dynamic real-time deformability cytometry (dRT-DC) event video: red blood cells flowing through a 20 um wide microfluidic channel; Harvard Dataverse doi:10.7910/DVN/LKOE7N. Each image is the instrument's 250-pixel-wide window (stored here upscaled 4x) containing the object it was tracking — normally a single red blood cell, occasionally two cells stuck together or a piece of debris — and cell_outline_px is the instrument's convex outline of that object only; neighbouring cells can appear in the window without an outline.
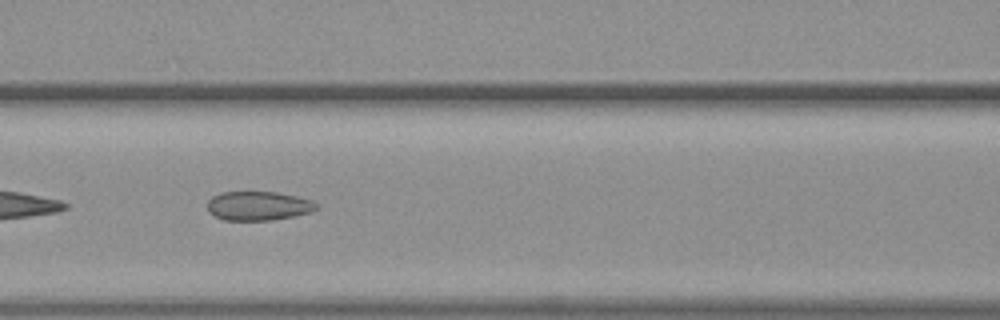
{"species": "common noctule bat (a hibernating species)", "species_latin": "Nyctalus noctula", "temperature_condition": "warm", "stored_images_in_passage": 26, "camera_frame_rate_fps": 3000, "um_per_image_px": 0.085, "animal": {"sex": "female", "body_mass_g": 19.3, "forearm_length_mm": 54.1}, "frame": {"image": 1, "passage_image": 8, "time_ms": 2.333, "image_size_px": [1000, 320], "cell_outline_px": [[320, 204], [312, 212], [296, 216], [272, 220], [224, 220], [208, 212], [208, 200], [212, 196], [220, 192], [276, 192], [296, 196], [312, 200]], "centroid_in_image_um": [21.98, 17.5], "position_along_channel_um": 144.6, "area_um2": 18.61}}
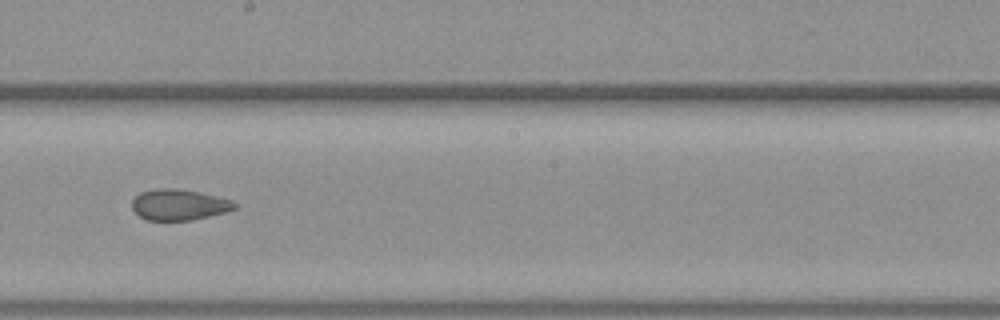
{"frame": {"image": 2, "passage_image": 15, "time_ms": 4.667, "image_size_px": [1000, 320], "cell_outline_px": [[240, 204], [236, 208], [224, 212], [192, 220], [148, 220], [140, 216], [132, 208], [132, 200], [140, 192], [156, 188], [176, 188], [200, 192], [232, 200]], "centroid_in_image_um": [15.23, 17.39], "position_along_channel_um": 233.0, "area_um2": 18.5}}
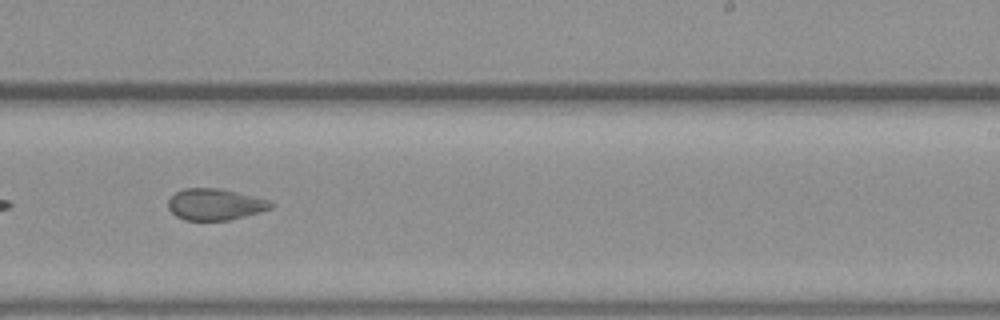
{"frame": {"image": 3, "passage_image": 18, "time_ms": 5.667, "image_size_px": [1000, 320], "cell_outline_px": [[272, 208], [260, 212], [228, 220], [184, 220], [176, 216], [168, 208], [168, 200], [176, 192], [184, 188], [216, 188], [272, 200]], "centroid_in_image_um": [18.27, 17.37], "position_along_channel_um": 270.7, "area_um2": 18.67}, "authors_computed_cell_mechanics": {"area_um2": 18.9295, "velocity_mm_per_s": 3.7925, "shape_relaxation_time_tau1_ms": null, "shape_relaxation_time_tau2_ms": 1.0924, "deformation_change_tau1": null, "deformation_change_tau2": 0.067}}